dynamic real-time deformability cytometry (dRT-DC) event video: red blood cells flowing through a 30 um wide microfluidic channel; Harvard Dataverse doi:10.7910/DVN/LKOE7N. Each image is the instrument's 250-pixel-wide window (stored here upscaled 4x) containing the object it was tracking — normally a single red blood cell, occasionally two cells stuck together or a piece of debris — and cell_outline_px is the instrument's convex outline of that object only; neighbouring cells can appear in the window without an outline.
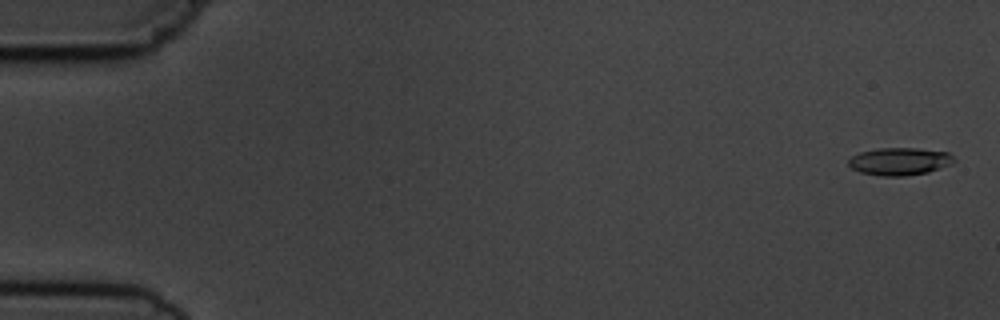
{"species": "common noctule bat (a hibernating species)", "species_latin": "Nyctalus noctula", "temperature_condition": "cold", "stored_images_in_passage": 6, "camera_frame_rate_fps": 3000, "um_per_image_px": 0.085, "animal": {"sex": "male", "body_mass_g": 19.5, "forearm_length_mm": 54.6}, "frame": {"image": 1, "passage_image": 1, "time_ms": 0.0, "image_size_px": [1000, 320], "cell_outline_px": [[956, 160], [952, 164], [928, 172], [904, 176], [880, 176], [860, 172], [852, 168], [848, 164], [848, 160], [852, 156], [860, 152], [880, 148], [916, 148], [948, 152]], "centroid_in_image_um": [76.47, 13.72], "position_along_channel_um": 8.5, "area_um2": 16.94}}
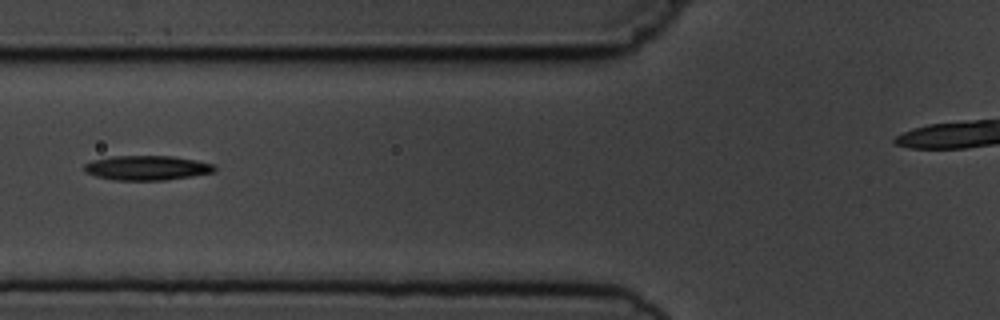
{"frame": {"image": 2, "passage_image": 6, "time_ms": 6.667, "image_size_px": [1000, 320], "cell_outline_px": [[216, 172], [192, 176], [164, 180], [116, 180], [96, 176], [84, 172], [84, 164], [92, 160], [112, 156], [172, 156], [196, 160], [212, 164], [216, 168]], "centroid_in_image_um": [12.48, 14.27], "position_along_channel_um": 113.3, "area_um2": 18.67}}